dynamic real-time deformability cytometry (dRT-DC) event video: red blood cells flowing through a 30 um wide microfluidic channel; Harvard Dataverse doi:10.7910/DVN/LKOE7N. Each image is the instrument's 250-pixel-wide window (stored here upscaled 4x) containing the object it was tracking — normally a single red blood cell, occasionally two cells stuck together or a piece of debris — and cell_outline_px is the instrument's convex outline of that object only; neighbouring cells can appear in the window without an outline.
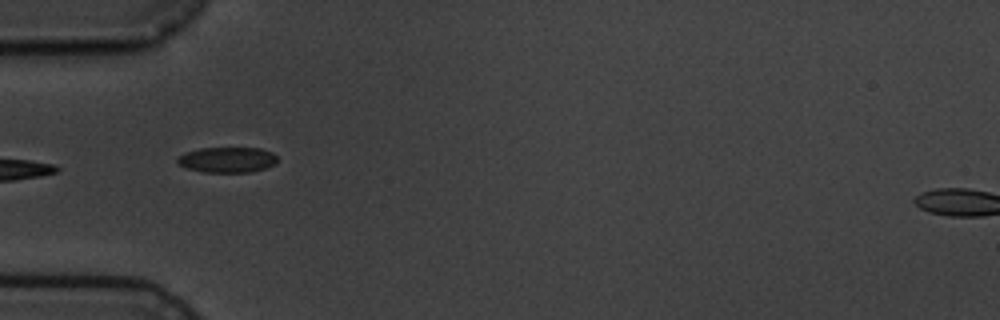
{"species": "common noctule bat (a hibernating species)", "species_latin": "Nyctalus noctula", "temperature_condition": "cold", "stored_images_in_passage": 6, "camera_frame_rate_fps": 3000, "um_per_image_px": 0.085, "animal": {"sex": "male", "body_mass_g": 19.5, "forearm_length_mm": 54.6}, "frame": {"image": 1, "passage_image": 6, "time_ms": 5.667, "image_size_px": [1000, 320], "cell_outline_px": [[276, 164], [252, 172], [204, 172], [188, 168], [176, 164], [176, 160], [180, 156], [188, 152], [200, 148], [260, 148], [272, 152], [276, 156]], "centroid_in_image_um": [19.33, 13.58], "position_along_channel_um": 65.7, "area_um2": 14.74}}